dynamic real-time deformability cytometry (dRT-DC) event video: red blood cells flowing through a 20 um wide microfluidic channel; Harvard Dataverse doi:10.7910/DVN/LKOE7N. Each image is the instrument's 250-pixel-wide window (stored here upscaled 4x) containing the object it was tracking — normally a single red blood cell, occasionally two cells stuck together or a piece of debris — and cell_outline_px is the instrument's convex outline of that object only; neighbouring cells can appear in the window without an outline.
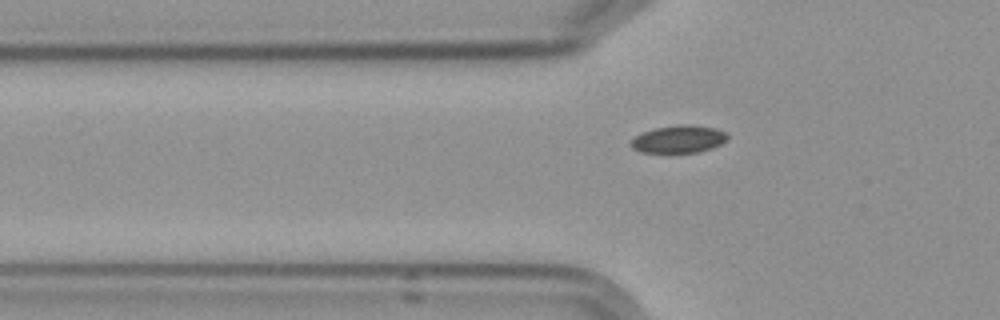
{"species": "Egyptian fruit bat (a non-hibernating species)", "species_latin": "Rousettus aegyptiacus", "temperature_condition": "cold", "stored_images_in_passage": 7, "camera_frame_rate_fps": 3000, "um_per_image_px": 0.085, "frame": {"image": 1, "passage_image": 7, "time_ms": 7.0, "image_size_px": [1000, 320], "cell_outline_px": [[728, 140], [712, 148], [700, 152], [640, 152], [632, 148], [628, 144], [636, 136], [644, 132], [656, 128], [676, 124], [692, 124], [716, 128], [728, 132]], "centroid_in_image_um": [57.73, 11.81], "position_along_channel_um": 68.1, "area_um2": 15.66}}